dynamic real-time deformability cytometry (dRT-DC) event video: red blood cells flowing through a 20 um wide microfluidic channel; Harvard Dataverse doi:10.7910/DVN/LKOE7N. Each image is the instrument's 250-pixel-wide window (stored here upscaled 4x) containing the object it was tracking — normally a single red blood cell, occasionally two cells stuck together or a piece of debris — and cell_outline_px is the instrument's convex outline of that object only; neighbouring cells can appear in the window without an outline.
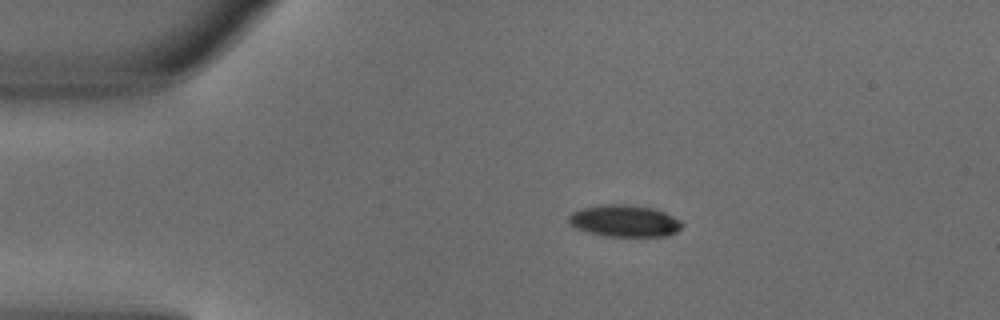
{"species": "common noctule bat (a hibernating species)", "species_latin": "Nyctalus noctula", "temperature_condition": "warm", "stored_images_in_passage": 3, "camera_frame_rate_fps": 3000, "um_per_image_px": 0.085, "animal": {"sex": "male", "body_mass_g": 18.8}, "frame": {"image": 1, "passage_image": 2, "time_ms": 0.333, "image_size_px": [1000, 320], "cell_outline_px": [[684, 224], [676, 232], [664, 236], [604, 236], [588, 232], [576, 228], [568, 220], [568, 216], [572, 212], [580, 208], [596, 204], [628, 204], [656, 208], [680, 220]], "centroid_in_image_um": [53.07, 18.76], "position_along_channel_um": 31.9, "area_um2": 21.21}}